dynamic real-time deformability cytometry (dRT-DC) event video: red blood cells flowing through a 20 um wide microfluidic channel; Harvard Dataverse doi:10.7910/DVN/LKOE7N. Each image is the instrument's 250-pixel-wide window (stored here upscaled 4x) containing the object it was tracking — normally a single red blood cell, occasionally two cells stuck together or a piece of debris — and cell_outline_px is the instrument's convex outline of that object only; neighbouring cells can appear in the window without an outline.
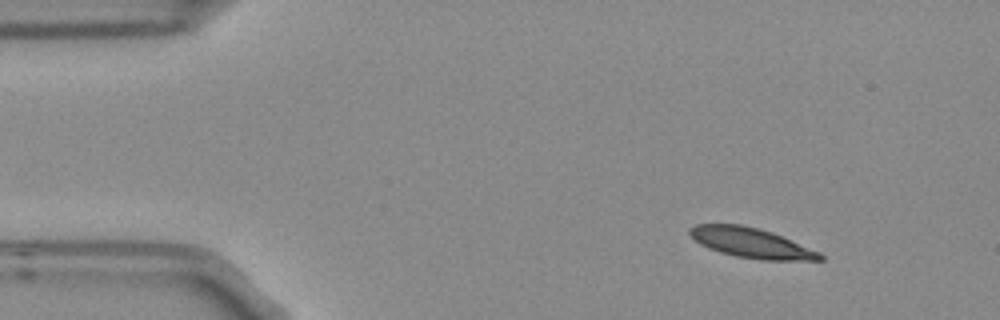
{"species": "Egyptian fruit bat (a non-hibernating species)", "species_latin": "Rousettus aegyptiacus", "temperature_condition": "room temperature", "stored_images_in_passage": 4, "camera_frame_rate_fps": 3000, "um_per_image_px": 0.085, "frame": {"image": 1, "passage_image": 1, "time_ms": 0.0, "image_size_px": [1000, 320], "cell_outline_px": [[824, 260], [760, 260], [736, 256], [720, 252], [708, 248], [700, 244], [688, 232], [688, 228], [696, 224], [740, 224], [772, 232], [820, 252], [824, 256]], "centroid_in_image_um": [63.85, 20.65], "position_along_channel_um": 21.2, "area_um2": 22.6}}
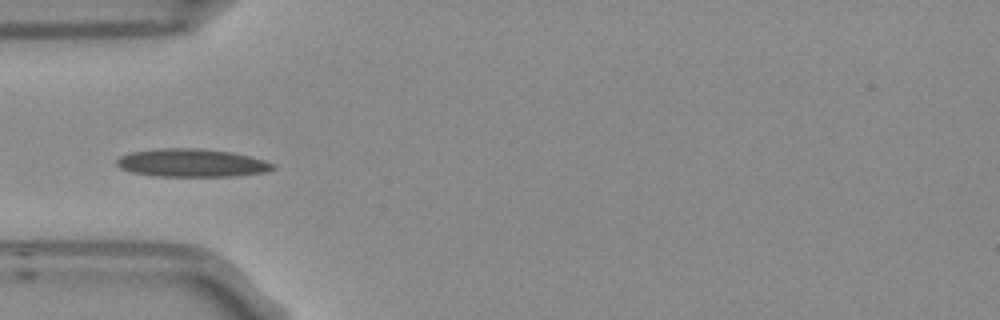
{"frame": {"image": 2, "passage_image": 4, "time_ms": 1.0, "image_size_px": [1000, 320], "cell_outline_px": [[276, 168], [268, 172], [236, 176], [152, 176], [132, 172], [120, 168], [116, 164], [116, 160], [120, 156], [132, 152], [164, 148], [200, 148], [232, 152], [264, 160], [276, 164]], "centroid_in_image_um": [16.34, 13.85], "position_along_channel_um": 68.7, "area_um2": 25.66}}